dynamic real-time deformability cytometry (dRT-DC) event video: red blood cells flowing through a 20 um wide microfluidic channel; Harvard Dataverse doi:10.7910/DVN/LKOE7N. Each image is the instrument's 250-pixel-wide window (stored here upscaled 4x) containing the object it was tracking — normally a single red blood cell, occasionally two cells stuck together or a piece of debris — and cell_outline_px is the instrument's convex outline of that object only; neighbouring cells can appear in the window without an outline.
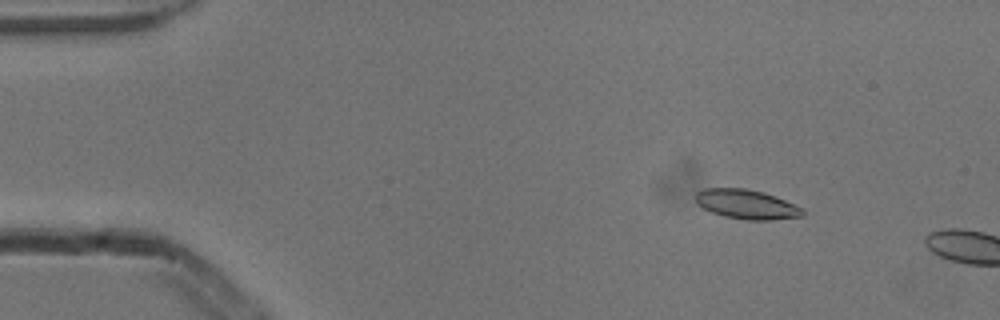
{"species": "common noctule bat (a hibernating species)", "species_latin": "Nyctalus noctula", "temperature_condition": "cold", "stored_images_in_passage": 3, "camera_frame_rate_fps": 3000, "um_per_image_px": 0.085, "animal": {"sex": "male", "body_mass_g": 13.3}, "frame": {"image": 1, "passage_image": 2, "time_ms": 0.333, "image_size_px": [1000, 320], "cell_outline_px": [[804, 216], [772, 220], [744, 220], [724, 216], [712, 212], [704, 208], [696, 200], [696, 192], [704, 188], [744, 188], [764, 192], [776, 196], [804, 208]], "centroid_in_image_um": [63.51, 17.37], "position_along_channel_um": 21.5, "area_um2": 18.44}}